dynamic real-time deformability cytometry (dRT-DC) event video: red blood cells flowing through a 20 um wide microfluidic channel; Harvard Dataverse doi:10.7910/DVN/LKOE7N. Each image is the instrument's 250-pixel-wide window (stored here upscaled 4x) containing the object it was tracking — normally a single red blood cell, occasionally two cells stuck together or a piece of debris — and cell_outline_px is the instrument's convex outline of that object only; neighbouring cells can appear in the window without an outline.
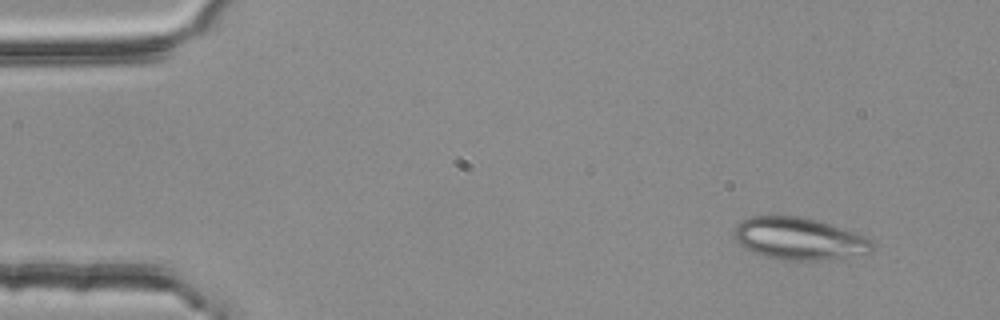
{"species": "common noctule bat (a hibernating species)", "species_latin": "Nyctalus noctula", "temperature_condition": "room temperature", "stored_images_in_passage": 3, "camera_frame_rate_fps": 3000, "um_per_image_px": 0.085, "animal": {"sex": "female", "body_mass_g": 25.1}, "frame": {"image": 1, "passage_image": 1, "time_ms": 0.0, "image_size_px": [1000, 320], "cell_outline_px": [[872, 252], [868, 256], [824, 260], [784, 260], [768, 256], [756, 252], [740, 244], [732, 236], [736, 228], [748, 216], [804, 216], [864, 236], [872, 240]], "centroid_in_image_um": [68.0, 20.3], "position_along_channel_um": 17.0, "area_um2": 33.81}}